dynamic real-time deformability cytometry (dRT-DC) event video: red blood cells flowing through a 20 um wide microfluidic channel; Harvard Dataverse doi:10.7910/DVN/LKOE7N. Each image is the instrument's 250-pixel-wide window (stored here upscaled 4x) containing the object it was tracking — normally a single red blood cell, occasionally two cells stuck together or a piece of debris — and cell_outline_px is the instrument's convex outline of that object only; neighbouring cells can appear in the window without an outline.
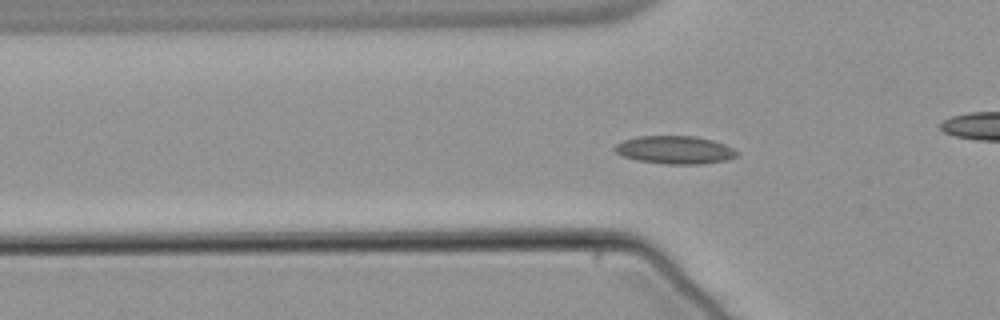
{"species": "common noctule bat (a hibernating species)", "species_latin": "Nyctalus noctula", "temperature_condition": "warm", "stored_images_in_passage": 39, "camera_frame_rate_fps": 3000, "um_per_image_px": 0.085, "animal": {"sex": "male", "body_mass_g": 21.5, "forearm_length_mm": 52.0}, "frame": {"image": 1, "passage_image": 2, "time_ms": 0.333, "image_size_px": [1000, 320], "cell_outline_px": [[740, 156], [728, 160], [704, 164], [664, 164], [636, 160], [624, 156], [616, 152], [612, 148], [616, 144], [624, 140], [636, 136], [696, 136], [712, 140], [724, 144], [740, 152]], "centroid_in_image_um": [57.4, 12.75], "position_along_channel_um": 68.4, "area_um2": 20.17}}
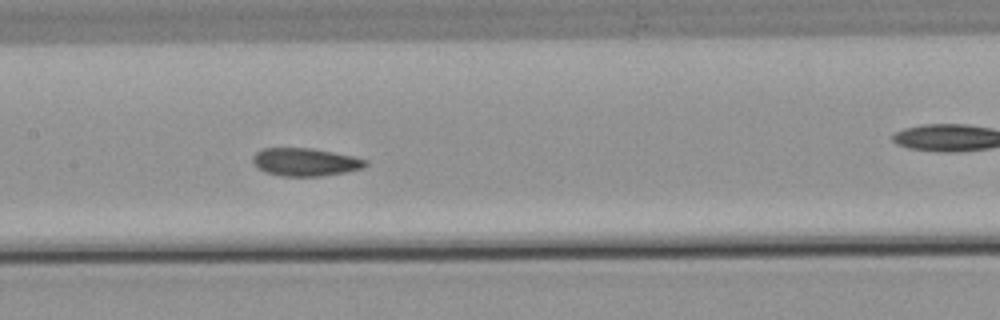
{"frame": {"image": 2, "passage_image": 11, "time_ms": 3.333, "image_size_px": [1000, 320], "cell_outline_px": [[368, 164], [360, 168], [344, 172], [320, 176], [280, 176], [264, 172], [256, 168], [252, 160], [252, 156], [256, 152], [264, 148], [312, 148], [352, 156], [368, 160]], "centroid_in_image_um": [25.89, 13.77], "position_along_channel_um": 181.5, "area_um2": 18.32}}
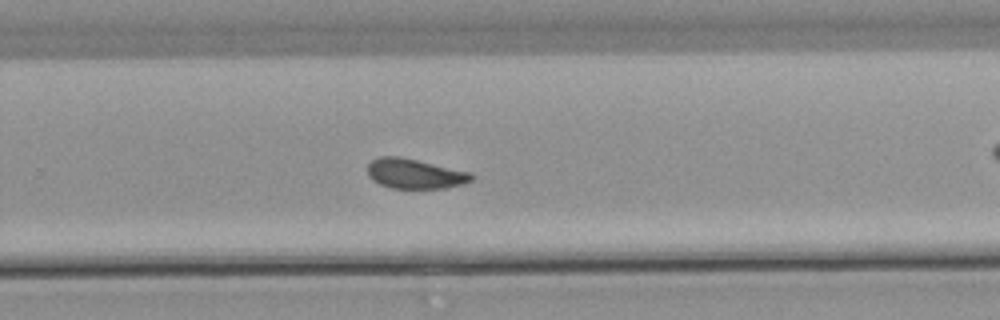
{"frame": {"image": 3, "passage_image": 20, "time_ms": 6.333, "image_size_px": [1000, 320], "cell_outline_px": [[476, 176], [472, 180], [464, 184], [444, 188], [392, 188], [380, 184], [372, 180], [368, 176], [368, 164], [372, 160], [380, 156], [396, 156], [416, 160], [472, 172]], "centroid_in_image_um": [35.29, 14.77], "position_along_channel_um": 294.5, "area_um2": 18.09}, "authors_computed_cell_mechanics": {"area_um2": 18.4382, "velocity_mm_per_s": 3.7858, "shape_relaxation_time_tau1_ms": 6.6845, "shape_relaxation_time_tau2_ms": 1.8848, "deformation_change_tau1": 0.1447, "deformation_change_tau2": 0.0737}}